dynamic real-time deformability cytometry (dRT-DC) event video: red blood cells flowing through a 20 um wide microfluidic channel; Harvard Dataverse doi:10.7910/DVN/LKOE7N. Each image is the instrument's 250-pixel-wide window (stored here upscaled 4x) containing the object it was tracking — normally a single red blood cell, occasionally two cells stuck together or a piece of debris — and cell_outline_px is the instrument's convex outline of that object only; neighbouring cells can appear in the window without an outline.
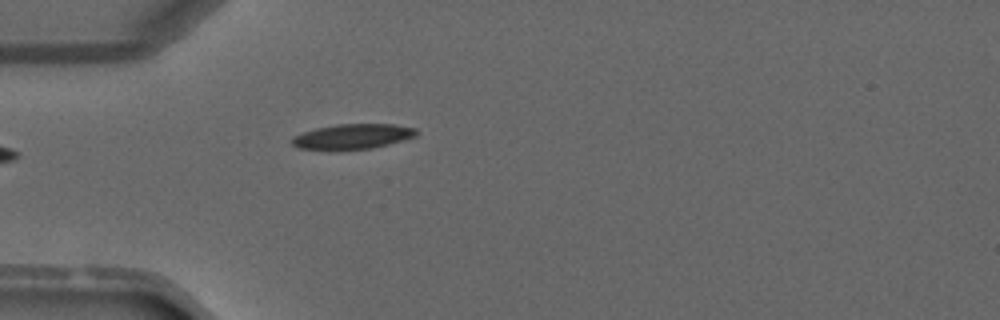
{"species": "common noctule bat (a hibernating species)", "species_latin": "Nyctalus noctula", "temperature_condition": "warm", "stored_images_in_passage": 3, "camera_frame_rate_fps": 3000, "um_per_image_px": 0.085, "animal": {"sex": "male", "forearm_length_mm": 52.5}, "frame": {"image": 1, "passage_image": 3, "time_ms": 2.333, "image_size_px": [1000, 320], "cell_outline_px": [[416, 136], [388, 144], [372, 148], [300, 148], [292, 144], [292, 136], [316, 128], [336, 124], [392, 124], [416, 128]], "centroid_in_image_um": [30.0, 11.57], "position_along_channel_um": 55.0, "area_um2": 17.51}}